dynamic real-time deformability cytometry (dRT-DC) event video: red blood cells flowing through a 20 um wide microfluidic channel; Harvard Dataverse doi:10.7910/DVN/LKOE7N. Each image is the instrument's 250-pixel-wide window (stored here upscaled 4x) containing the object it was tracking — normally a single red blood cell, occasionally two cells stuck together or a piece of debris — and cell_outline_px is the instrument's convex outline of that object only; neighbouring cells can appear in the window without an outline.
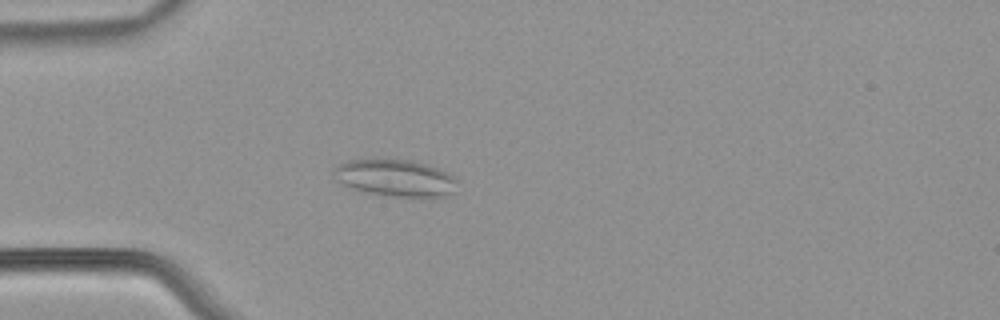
{"species": "common noctule bat (a hibernating species)", "species_latin": "Nyctalus noctula", "temperature_condition": "warm", "stored_images_in_passage": 53, "camera_frame_rate_fps": 3000, "um_per_image_px": 0.085, "animal": {"sex": "male", "body_mass_g": 21.5, "forearm_length_mm": 52.0}, "frame": {"image": 1, "passage_image": 15, "time_ms": 4.667, "image_size_px": [1000, 320], "cell_outline_px": [[460, 180], [456, 192], [448, 196], [396, 196], [364, 192], [352, 188], [336, 180], [332, 172], [332, 168], [348, 160], [412, 160], [448, 172], [456, 176]], "centroid_in_image_um": [33.66, 15.13], "position_along_channel_um": 51.3, "area_um2": 26.59}}
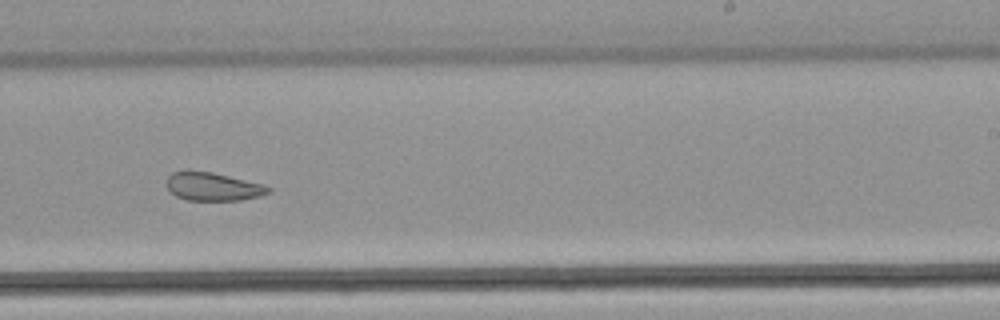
{"frame": {"image": 2, "passage_image": 33, "time_ms": 10.667, "image_size_px": [1000, 320], "cell_outline_px": [[272, 192], [260, 196], [240, 200], [188, 200], [176, 196], [168, 192], [164, 184], [168, 176], [172, 172], [184, 168], [212, 172], [264, 184], [272, 188]], "centroid_in_image_um": [18.03, 15.83], "position_along_channel_um": 271.0, "area_um2": 17.4}}
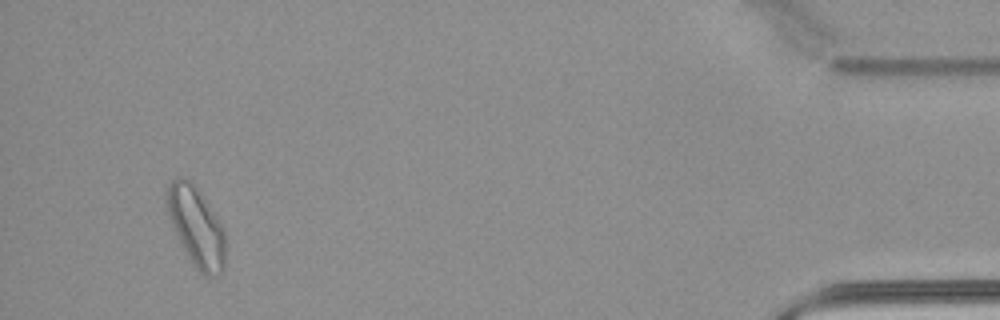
{"frame": {"image": 3, "passage_image": 50, "time_ms": 16.333, "image_size_px": [1000, 320], "cell_outline_px": [[228, 236], [224, 268], [216, 276], [204, 276], [196, 268], [188, 256], [172, 224], [168, 212], [168, 184], [176, 176], [180, 176], [192, 180], [224, 228]], "centroid_in_image_um": [16.75, 19.28], "position_along_channel_um": 418.4, "area_um2": 27.05}, "authors_computed_cell_mechanics": {"area_um2": 23.1778, "velocity_mm_per_s": 3.8818, "shape_relaxation_time_tau1_ms": null, "shape_relaxation_time_tau2_ms": 3.2362, "deformation_change_tau1": null, "deformation_change_tau2": 0.1019}}